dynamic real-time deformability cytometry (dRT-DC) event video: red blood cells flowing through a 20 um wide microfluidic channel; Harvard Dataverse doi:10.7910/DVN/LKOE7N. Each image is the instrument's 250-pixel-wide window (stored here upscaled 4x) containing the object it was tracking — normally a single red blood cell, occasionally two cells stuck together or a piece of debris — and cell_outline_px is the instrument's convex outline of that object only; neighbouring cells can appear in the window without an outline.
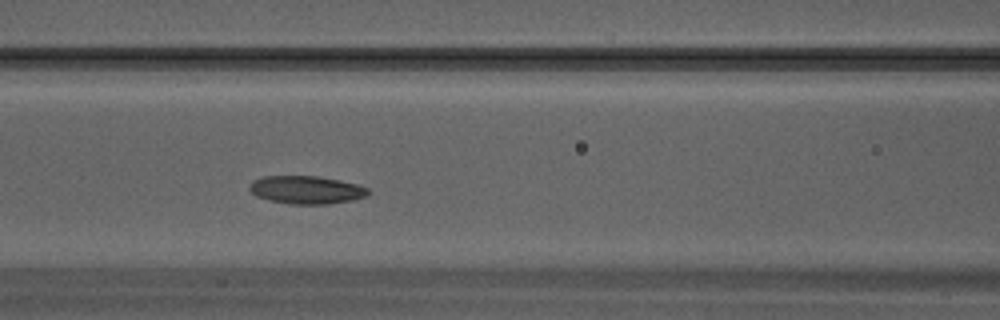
{"species": "Egyptian fruit bat (a non-hibernating species)", "species_latin": "Rousettus aegyptiacus", "temperature_condition": "warm", "stored_images_in_passage": 9, "camera_frame_rate_fps": 3000, "um_per_image_px": 0.085, "animal": {"sex": "male"}, "frame": {"image": 1, "passage_image": 9, "time_ms": 2.667, "image_size_px": [1000, 320], "cell_outline_px": [[372, 192], [364, 196], [352, 200], [328, 204], [292, 204], [268, 200], [256, 196], [248, 188], [252, 180], [264, 176], [316, 176], [340, 180], [356, 184], [368, 188]], "centroid_in_image_um": [26.02, 16.13], "position_along_channel_um": 140.6, "area_um2": 19.36}}